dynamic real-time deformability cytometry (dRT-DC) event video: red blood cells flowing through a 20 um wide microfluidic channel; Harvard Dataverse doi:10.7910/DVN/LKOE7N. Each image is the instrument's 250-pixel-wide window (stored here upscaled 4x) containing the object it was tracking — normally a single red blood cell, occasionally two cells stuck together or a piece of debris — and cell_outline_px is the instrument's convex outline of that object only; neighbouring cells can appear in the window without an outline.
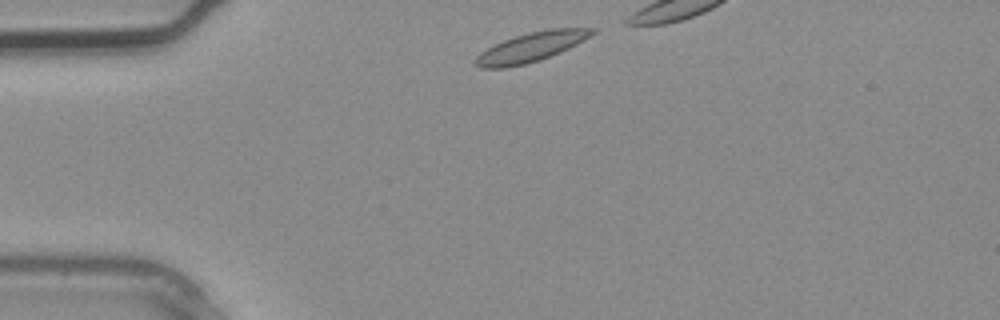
{"species": "common noctule bat (a hibernating species)", "species_latin": "Nyctalus noctula", "temperature_condition": "warm", "stored_images_in_passage": 3, "camera_frame_rate_fps": 3000, "um_per_image_px": 0.085, "animal": {"sex": "male", "body_mass_g": 20.4}, "frame": {"image": 1, "passage_image": 1, "time_ms": 0.0, "image_size_px": [1000, 320], "cell_outline_px": [[600, 28], [596, 32], [584, 40], [560, 52], [540, 60], [524, 64], [504, 68], [480, 68], [472, 64], [472, 60], [480, 52], [504, 40], [516, 36], [532, 32], [552, 28]], "centroid_in_image_um": [45.13, 4.01], "position_along_channel_um": 39.9, "area_um2": 19.88}}